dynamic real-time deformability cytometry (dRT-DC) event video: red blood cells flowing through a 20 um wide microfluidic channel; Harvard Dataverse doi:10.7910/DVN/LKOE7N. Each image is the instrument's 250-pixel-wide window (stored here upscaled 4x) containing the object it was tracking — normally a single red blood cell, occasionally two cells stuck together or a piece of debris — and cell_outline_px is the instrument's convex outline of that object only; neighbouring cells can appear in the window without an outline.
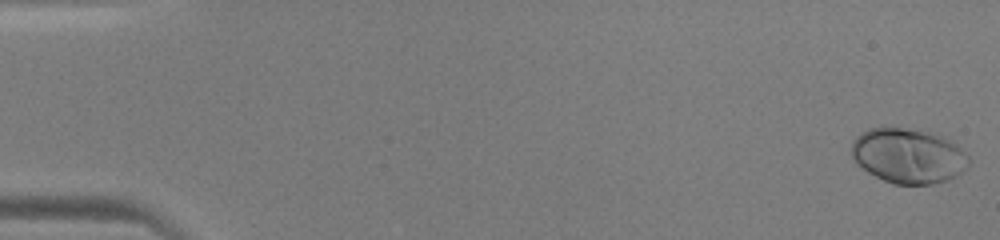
{"species": "human", "species_latin": "Homo sapiens", "temperature_condition": "warm", "stored_images_in_passage": 48, "camera_frame_rate_fps": 3000, "um_per_image_px": 0.085, "donor": {"sex": "male"}, "frame": {"image": 1, "passage_image": 1, "time_ms": 0.0, "image_size_px": [1000, 240], "cell_outline_px": [[968, 168], [944, 180], [932, 184], [892, 184], [868, 172], [856, 164], [852, 156], [852, 140], [860, 132], [868, 128], [900, 128], [924, 132], [936, 136], [956, 144], [968, 156]], "centroid_in_image_um": [77.13, 13.26], "position_along_channel_um": 7.9, "area_um2": 36.82}}
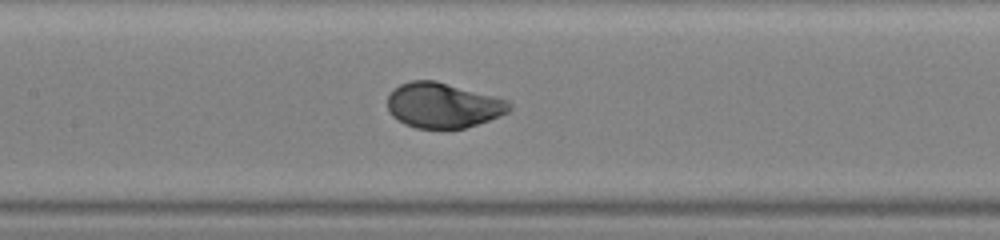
{"frame": {"image": 2, "passage_image": 24, "time_ms": 7.667, "image_size_px": [1000, 240], "cell_outline_px": [[512, 108], [508, 112], [500, 116], [464, 128], [416, 128], [404, 124], [392, 116], [388, 108], [388, 96], [400, 84], [412, 80], [436, 80], [508, 100], [512, 104]], "centroid_in_image_um": [37.66, 8.95], "position_along_channel_um": 169.7, "area_um2": 31.91}}
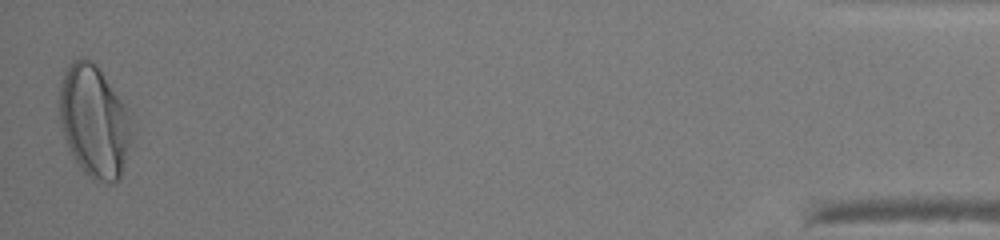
{"frame": {"image": 3, "passage_image": 48, "time_ms": 15.667, "image_size_px": [1000, 240], "cell_outline_px": [[132, 112], [128, 144], [120, 180], [112, 184], [92, 180], [84, 172], [76, 160], [64, 136], [60, 120], [56, 100], [60, 84], [64, 72], [68, 64], [72, 60], [80, 56], [92, 60], [96, 64]], "centroid_in_image_um": [7.98, 10.25], "position_along_channel_um": 427.2, "area_um2": 47.63}}